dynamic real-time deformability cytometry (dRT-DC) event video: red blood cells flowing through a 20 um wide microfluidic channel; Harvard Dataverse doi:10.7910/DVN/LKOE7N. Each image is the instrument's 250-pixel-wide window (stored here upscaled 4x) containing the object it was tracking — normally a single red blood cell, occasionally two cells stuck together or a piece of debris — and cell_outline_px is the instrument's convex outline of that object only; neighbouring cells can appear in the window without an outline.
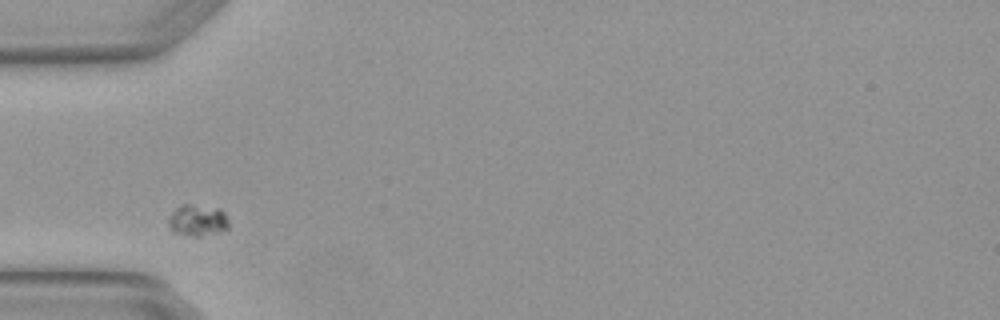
{"species": "Egyptian fruit bat (a non-hibernating species)", "species_latin": "Rousettus aegyptiacus", "temperature_condition": "warm", "stored_images_in_passage": 3, "camera_frame_rate_fps": 3000, "um_per_image_px": 0.085, "animal": {"sex": "female"}, "frame": {"image": 1, "passage_image": 1, "time_ms": 0.0, "image_size_px": [1000, 320], "cell_outline_px": [[228, 228], [200, 236], [196, 236], [172, 232], [168, 224], [168, 220], [172, 212], [180, 204], [188, 204], [220, 208], [224, 212], [228, 220]], "centroid_in_image_um": [16.77, 18.7], "position_along_channel_um": 68.2, "area_um2": 10.92}}